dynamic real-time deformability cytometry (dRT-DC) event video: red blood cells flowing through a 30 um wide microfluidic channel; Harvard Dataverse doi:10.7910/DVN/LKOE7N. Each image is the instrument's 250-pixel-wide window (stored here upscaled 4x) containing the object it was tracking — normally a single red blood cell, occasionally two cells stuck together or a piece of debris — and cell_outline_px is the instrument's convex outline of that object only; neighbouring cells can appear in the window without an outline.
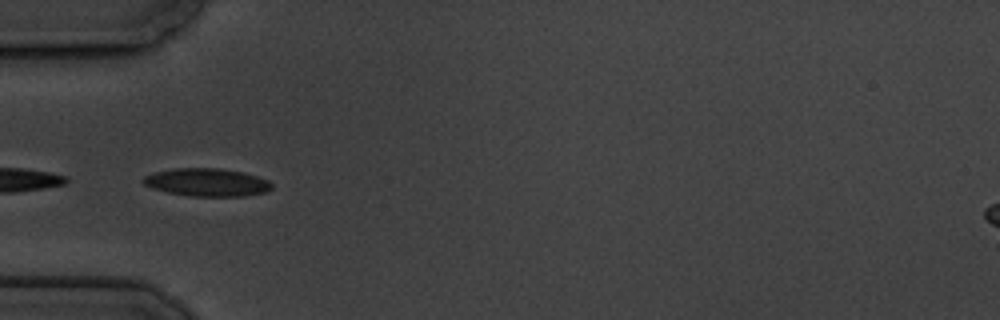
{"species": "common noctule bat (a hibernating species)", "species_latin": "Nyctalus noctula", "temperature_condition": "cold", "stored_images_in_passage": 7, "camera_frame_rate_fps": 3000, "um_per_image_px": 0.085, "animal": {"sex": "male", "body_mass_g": 19.5, "forearm_length_mm": 54.6}, "frame": {"image": 1, "passage_image": 6, "time_ms": 6.0, "image_size_px": [1000, 320], "cell_outline_px": [[272, 188], [268, 192], [244, 196], [188, 196], [168, 192], [152, 188], [144, 184], [140, 180], [144, 176], [156, 172], [172, 168], [220, 168], [244, 172], [268, 180], [272, 184]], "centroid_in_image_um": [17.6, 15.5], "position_along_channel_um": 67.4, "area_um2": 21.04}}